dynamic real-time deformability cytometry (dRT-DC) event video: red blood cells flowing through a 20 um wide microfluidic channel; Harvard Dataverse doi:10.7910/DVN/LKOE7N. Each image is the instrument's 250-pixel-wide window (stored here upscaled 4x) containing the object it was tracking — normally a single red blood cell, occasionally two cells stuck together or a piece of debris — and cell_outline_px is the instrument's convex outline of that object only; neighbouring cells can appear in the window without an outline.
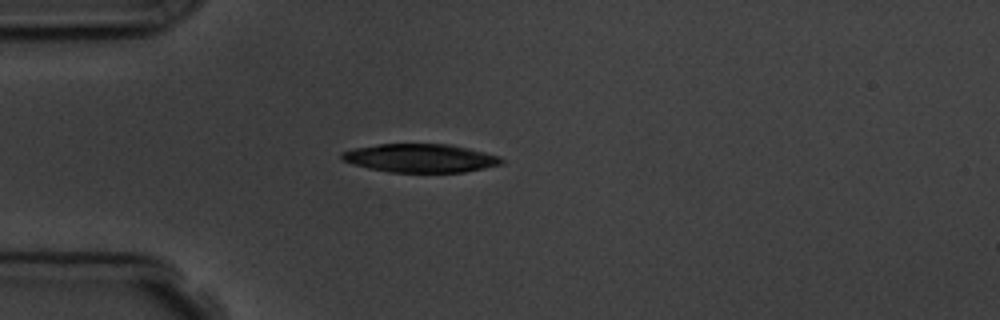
{"species": "common noctule bat (a hibernating species)", "species_latin": "Nyctalus noctula", "temperature_condition": "room temperature", "stored_images_in_passage": 4, "camera_frame_rate_fps": 3000, "um_per_image_px": 0.085, "animal": {"sex": "male", "body_mass_g": 19.5, "forearm_length_mm": 54.6}, "frame": {"image": 1, "passage_image": 3, "time_ms": 3.0, "image_size_px": [1000, 320], "cell_outline_px": [[504, 164], [464, 172], [388, 172], [368, 168], [352, 164], [344, 160], [340, 156], [340, 152], [352, 148], [380, 144], [452, 144], [500, 156], [504, 160]], "centroid_in_image_um": [35.73, 13.44], "position_along_channel_um": 49.3, "area_um2": 26.65}}